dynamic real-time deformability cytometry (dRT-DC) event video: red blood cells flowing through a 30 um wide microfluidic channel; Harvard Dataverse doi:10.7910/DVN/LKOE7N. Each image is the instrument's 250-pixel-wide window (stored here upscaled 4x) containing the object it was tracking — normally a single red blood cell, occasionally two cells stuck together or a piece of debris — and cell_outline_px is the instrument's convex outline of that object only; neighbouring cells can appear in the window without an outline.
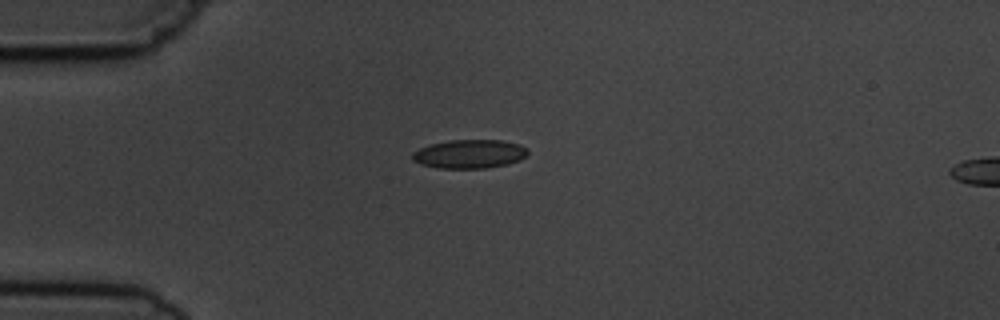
{"species": "common noctule bat (a hibernating species)", "species_latin": "Nyctalus noctula", "temperature_condition": "cold", "stored_images_in_passage": 6, "camera_frame_rate_fps": 3000, "um_per_image_px": 0.085, "animal": {"sex": "male", "body_mass_g": 19.5, "forearm_length_mm": 54.6}, "frame": {"image": 1, "passage_image": 1, "time_ms": 0.0, "image_size_px": [1000, 320], "cell_outline_px": [[528, 152], [520, 160], [508, 164], [484, 168], [440, 168], [420, 164], [412, 160], [412, 152], [420, 148], [432, 144], [448, 140], [500, 140], [520, 144], [528, 148]], "centroid_in_image_um": [39.91, 13.08], "position_along_channel_um": 45.1, "area_um2": 19.31}}
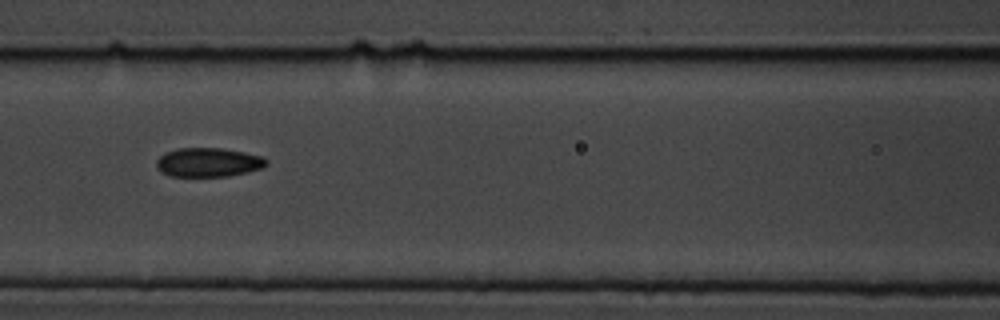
{"frame": {"image": 2, "passage_image": 4, "time_ms": 3.333, "image_size_px": [1000, 320], "cell_outline_px": [[268, 164], [264, 168], [248, 172], [228, 176], [168, 176], [156, 168], [156, 160], [160, 156], [176, 148], [220, 148], [244, 152], [264, 156], [268, 160]], "centroid_in_image_um": [17.74, 13.8], "position_along_channel_um": 148.9, "area_um2": 18.79}}
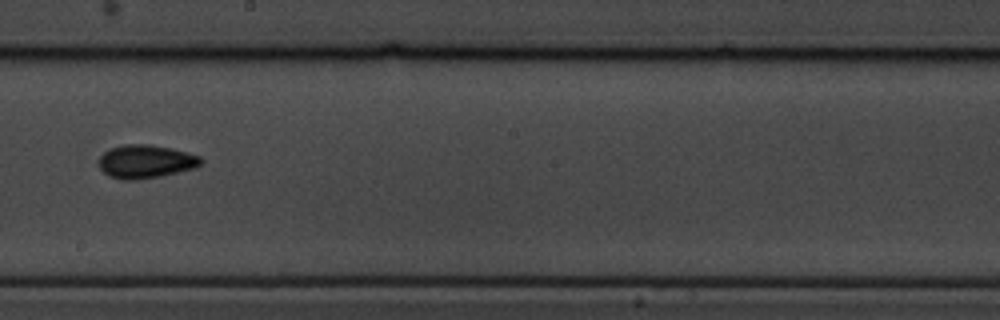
{"frame": {"image": 3, "passage_image": 6, "time_ms": 5.667, "image_size_px": [1000, 320], "cell_outline_px": [[204, 160], [196, 168], [160, 176], [136, 180], [120, 180], [108, 176], [100, 168], [100, 156], [104, 152], [112, 148], [124, 144], [148, 144], [172, 148], [188, 152], [200, 156]], "centroid_in_image_um": [12.41, 13.73], "position_along_channel_um": 235.8, "area_um2": 19.94}}